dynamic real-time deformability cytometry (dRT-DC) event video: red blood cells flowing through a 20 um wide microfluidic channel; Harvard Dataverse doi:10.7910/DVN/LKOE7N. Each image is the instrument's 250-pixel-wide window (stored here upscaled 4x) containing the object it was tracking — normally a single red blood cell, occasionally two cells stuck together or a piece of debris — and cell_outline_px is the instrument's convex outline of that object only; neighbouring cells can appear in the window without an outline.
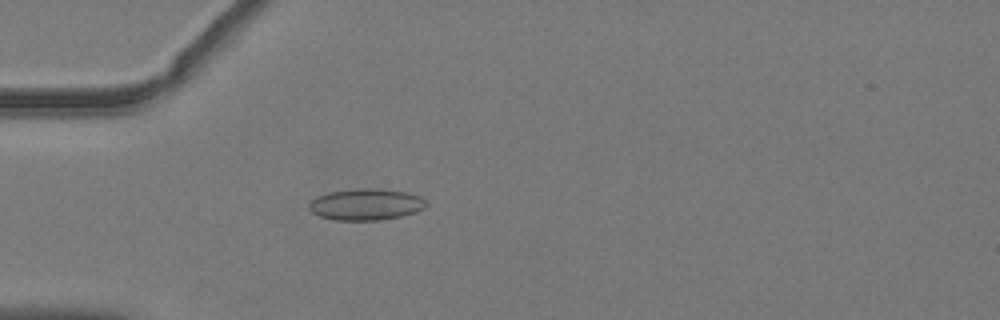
{"species": "common noctule bat (a hibernating species)", "species_latin": "Nyctalus noctula", "temperature_condition": "warm", "stored_images_in_passage": 51, "camera_frame_rate_fps": 3000, "um_per_image_px": 0.085, "animal": {"sex": "male", "body_mass_g": 19.2, "forearm_length_mm": 51.8}, "frame": {"image": 1, "passage_image": 15, "time_ms": 4.667, "image_size_px": [1000, 320], "cell_outline_px": [[424, 208], [416, 212], [400, 216], [380, 220], [336, 220], [320, 216], [312, 212], [308, 208], [308, 204], [316, 196], [328, 192], [356, 188], [380, 188], [408, 192], [420, 196], [424, 200]], "centroid_in_image_um": [31.08, 17.36], "position_along_channel_um": 53.9, "area_um2": 21.56}}
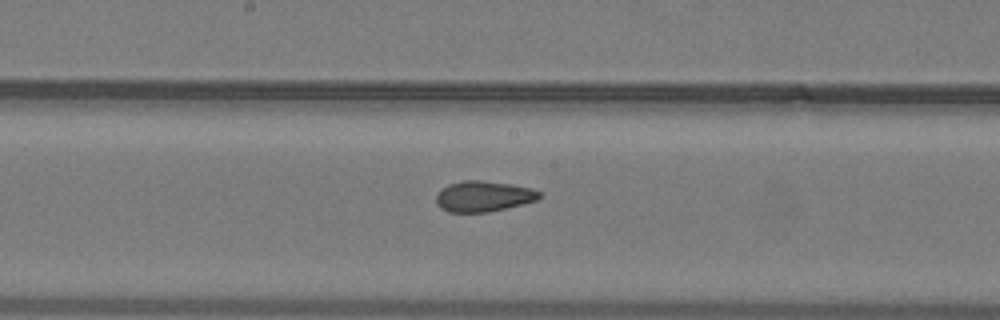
{"frame": {"image": 2, "passage_image": 27, "time_ms": 8.667, "image_size_px": [1000, 320], "cell_outline_px": [[540, 196], [536, 200], [488, 212], [448, 212], [440, 208], [436, 204], [436, 196], [448, 184], [460, 180], [480, 180], [508, 184], [532, 188], [540, 192]], "centroid_in_image_um": [41.05, 16.68], "position_along_channel_um": 207.2, "area_um2": 18.21}}
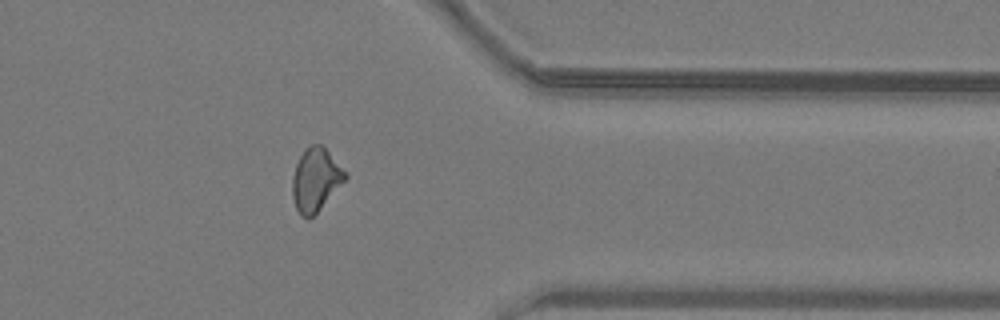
{"frame": {"image": 3, "passage_image": 41, "time_ms": 13.333, "image_size_px": [1000, 320], "cell_outline_px": [[348, 176], [316, 212], [308, 220], [300, 216], [296, 208], [292, 196], [292, 176], [296, 164], [304, 148], [312, 144], [320, 144], [328, 152]], "centroid_in_image_um": [26.77, 15.28], "position_along_channel_um": 384.6, "area_um2": 18.96}, "authors_computed_cell_mechanics": {"area_um2": 19.0162, "velocity_mm_per_s": 4.0414, "shape_relaxation_time_tau1_ms": null, "shape_relaxation_time_tau2_ms": 1.7958, "deformation_change_tau1": null, "deformation_change_tau2": 0.0498}}